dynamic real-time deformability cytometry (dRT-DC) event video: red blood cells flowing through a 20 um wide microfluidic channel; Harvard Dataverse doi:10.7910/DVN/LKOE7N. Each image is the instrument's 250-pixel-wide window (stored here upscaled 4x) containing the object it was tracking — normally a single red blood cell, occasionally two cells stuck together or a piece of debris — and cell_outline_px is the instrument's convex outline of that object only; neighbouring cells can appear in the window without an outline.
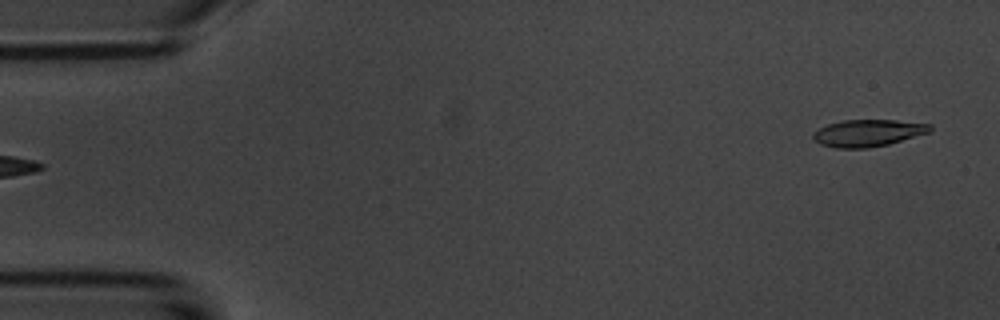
{"species": "common noctule bat (a hibernating species)", "species_latin": "Nyctalus noctula", "temperature_condition": "room temperature", "stored_images_in_passage": 2, "camera_frame_rate_fps": 3000, "um_per_image_px": 0.085, "animal": {"sex": "male", "body_mass_g": 20.1, "forearm_length_mm": 53.5}, "frame": {"image": 1, "passage_image": 2, "time_ms": 1.333, "image_size_px": [1000, 320], "cell_outline_px": [[932, 132], [888, 144], [868, 148], [836, 148], [820, 144], [812, 136], [812, 132], [828, 124], [844, 120], [896, 120], [932, 124]], "centroid_in_image_um": [73.81, 11.3], "position_along_channel_um": 11.2, "area_um2": 18.44}}